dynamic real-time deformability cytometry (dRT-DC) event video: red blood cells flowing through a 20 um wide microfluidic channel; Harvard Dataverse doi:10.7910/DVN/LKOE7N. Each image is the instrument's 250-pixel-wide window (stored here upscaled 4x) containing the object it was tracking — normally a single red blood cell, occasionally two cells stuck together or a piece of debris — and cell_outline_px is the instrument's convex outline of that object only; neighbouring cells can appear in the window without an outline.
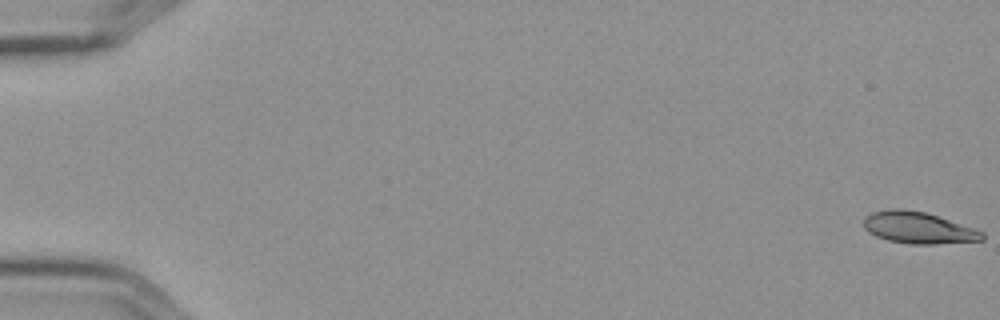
{"species": "Egyptian fruit bat (a non-hibernating species)", "species_latin": "Rousettus aegyptiacus", "temperature_condition": "cold", "stored_images_in_passage": 5, "camera_frame_rate_fps": 3000, "um_per_image_px": 0.085, "frame": {"image": 1, "passage_image": 1, "time_ms": 0.0, "image_size_px": [1000, 320], "cell_outline_px": [[984, 240], [936, 244], [908, 244], [888, 240], [876, 236], [868, 232], [864, 228], [864, 220], [872, 212], [892, 208], [900, 208], [924, 212], [976, 228], [984, 232]], "centroid_in_image_um": [78.08, 19.37], "position_along_channel_um": 6.9, "area_um2": 21.85}}
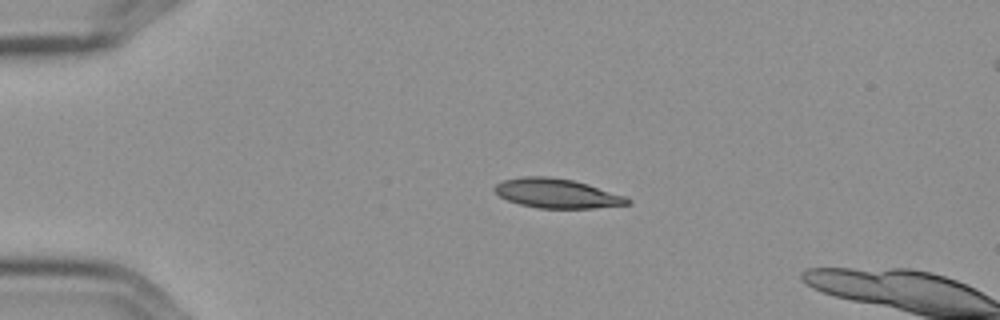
{"frame": {"image": 2, "passage_image": 4, "time_ms": 1.0, "image_size_px": [1000, 320], "cell_outline_px": [[632, 204], [592, 208], [540, 208], [520, 204], [508, 200], [500, 196], [492, 188], [496, 184], [504, 180], [524, 176], [548, 176], [572, 180], [588, 184], [628, 196], [632, 200]], "centroid_in_image_um": [47.39, 16.43], "position_along_channel_um": 37.6, "area_um2": 22.83}}